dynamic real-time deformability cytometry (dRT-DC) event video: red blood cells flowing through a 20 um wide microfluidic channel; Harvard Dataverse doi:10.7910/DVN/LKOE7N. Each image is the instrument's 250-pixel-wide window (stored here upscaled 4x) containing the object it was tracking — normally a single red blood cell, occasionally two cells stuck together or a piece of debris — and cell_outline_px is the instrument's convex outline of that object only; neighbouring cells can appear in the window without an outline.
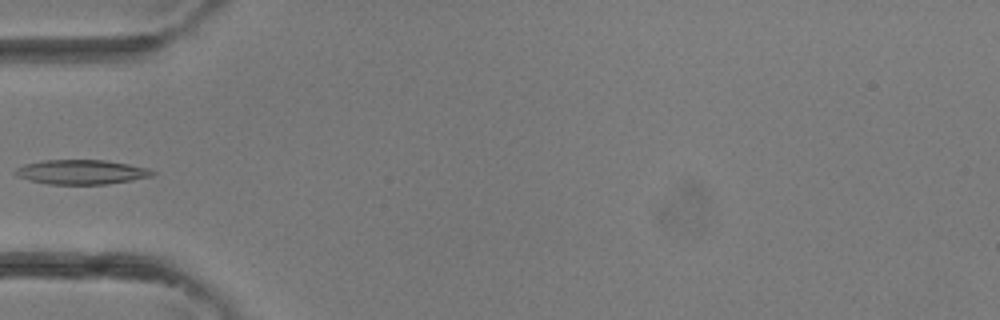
{"species": "common noctule bat (a hibernating species)", "species_latin": "Nyctalus noctula", "temperature_condition": "room temperature", "stored_images_in_passage": 3, "camera_frame_rate_fps": 3000, "um_per_image_px": 0.085, "animal": {"sex": "female"}, "frame": {"image": 1, "passage_image": 3, "time_ms": 0.667, "image_size_px": [1000, 320], "cell_outline_px": [[156, 172], [152, 176], [132, 180], [104, 184], [48, 184], [28, 180], [16, 176], [12, 172], [16, 168], [24, 164], [44, 160], [104, 160], [128, 164], [148, 168]], "centroid_in_image_um": [6.87, 14.62], "position_along_channel_um": 78.1, "area_um2": 19.59}}